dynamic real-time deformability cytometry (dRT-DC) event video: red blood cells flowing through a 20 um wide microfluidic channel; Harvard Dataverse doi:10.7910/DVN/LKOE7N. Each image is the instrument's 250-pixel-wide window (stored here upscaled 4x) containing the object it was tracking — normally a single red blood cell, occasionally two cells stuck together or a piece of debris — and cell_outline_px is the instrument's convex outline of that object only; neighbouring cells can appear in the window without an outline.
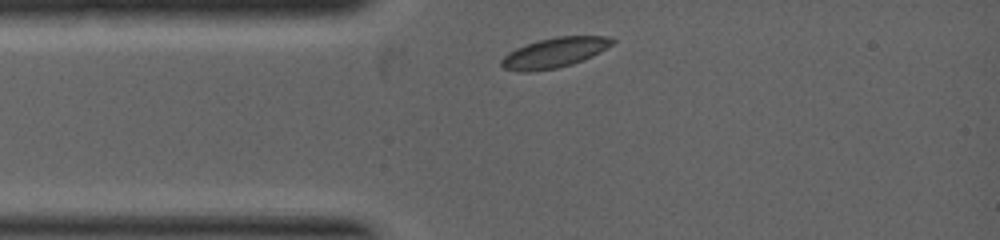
{"species": "common noctule bat (a hibernating species)", "species_latin": "Nyctalus noctula", "temperature_condition": "warm", "stored_images_in_passage": 18, "camera_frame_rate_fps": 5000, "um_per_image_px": 0.085, "animal": {"sex": "female", "body_mass_g": 19.0, "forearm_length_mm": 53.3}, "frame": {"image": 1, "passage_image": 1, "time_ms": 0.0, "image_size_px": [1000, 240], "cell_outline_px": [[616, 40], [612, 44], [600, 52], [592, 56], [572, 64], [556, 68], [528, 72], [520, 72], [504, 68], [500, 64], [500, 60], [508, 52], [516, 48], [540, 40], [556, 36], [612, 36]], "centroid_in_image_um": [47.13, 4.47], "position_along_channel_um": 37.9, "area_um2": 19.31}}
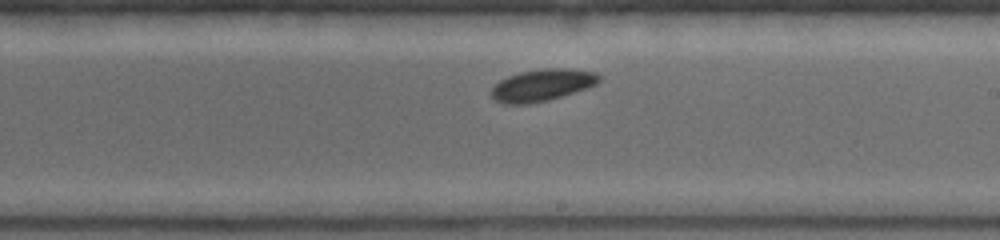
{"frame": {"image": 2, "passage_image": 11, "time_ms": 3.0, "image_size_px": [1000, 240], "cell_outline_px": [[604, 76], [596, 84], [588, 88], [548, 100], [528, 104], [504, 104], [496, 100], [488, 92], [500, 80], [508, 76], [520, 72], [540, 68], [564, 68], [596, 72]], "centroid_in_image_um": [46.1, 7.23], "position_along_channel_um": 242.9, "area_um2": 20.23}}
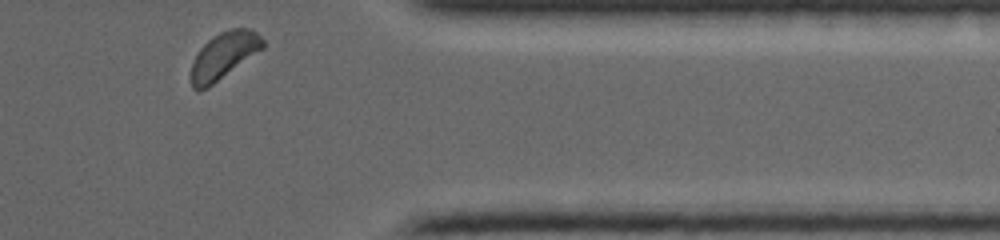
{"frame": {"image": 3, "passage_image": 18, "time_ms": 5.2, "image_size_px": [1000, 240], "cell_outline_px": [[264, 48], [208, 88], [192, 88], [192, 64], [200, 48], [212, 36], [220, 32], [232, 28], [248, 28], [256, 32], [264, 40]], "centroid_in_image_um": [19.06, 4.7], "position_along_channel_um": 392.3, "area_um2": 19.19}}